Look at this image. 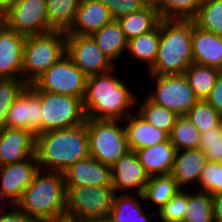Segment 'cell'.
Instances as JSON below:
<instances>
[{
    "label": "cell",
    "mask_w": 222,
    "mask_h": 222,
    "mask_svg": "<svg viewBox=\"0 0 222 222\" xmlns=\"http://www.w3.org/2000/svg\"><path fill=\"white\" fill-rule=\"evenodd\" d=\"M18 0H0V15L5 14Z\"/></svg>",
    "instance_id": "cell-46"
},
{
    "label": "cell",
    "mask_w": 222,
    "mask_h": 222,
    "mask_svg": "<svg viewBox=\"0 0 222 222\" xmlns=\"http://www.w3.org/2000/svg\"><path fill=\"white\" fill-rule=\"evenodd\" d=\"M90 36L94 39L102 53L115 65H117L116 62L120 58L122 59L123 57L124 59L123 55H126L128 40L116 19H113Z\"/></svg>",
    "instance_id": "cell-24"
},
{
    "label": "cell",
    "mask_w": 222,
    "mask_h": 222,
    "mask_svg": "<svg viewBox=\"0 0 222 222\" xmlns=\"http://www.w3.org/2000/svg\"><path fill=\"white\" fill-rule=\"evenodd\" d=\"M205 101L222 115V72Z\"/></svg>",
    "instance_id": "cell-42"
},
{
    "label": "cell",
    "mask_w": 222,
    "mask_h": 222,
    "mask_svg": "<svg viewBox=\"0 0 222 222\" xmlns=\"http://www.w3.org/2000/svg\"><path fill=\"white\" fill-rule=\"evenodd\" d=\"M188 204L187 189L179 190L157 213L161 222H182Z\"/></svg>",
    "instance_id": "cell-38"
},
{
    "label": "cell",
    "mask_w": 222,
    "mask_h": 222,
    "mask_svg": "<svg viewBox=\"0 0 222 222\" xmlns=\"http://www.w3.org/2000/svg\"><path fill=\"white\" fill-rule=\"evenodd\" d=\"M87 77L67 56H63L32 84L39 90L83 100Z\"/></svg>",
    "instance_id": "cell-10"
},
{
    "label": "cell",
    "mask_w": 222,
    "mask_h": 222,
    "mask_svg": "<svg viewBox=\"0 0 222 222\" xmlns=\"http://www.w3.org/2000/svg\"><path fill=\"white\" fill-rule=\"evenodd\" d=\"M81 0H46L48 26L53 31L67 32L74 21Z\"/></svg>",
    "instance_id": "cell-28"
},
{
    "label": "cell",
    "mask_w": 222,
    "mask_h": 222,
    "mask_svg": "<svg viewBox=\"0 0 222 222\" xmlns=\"http://www.w3.org/2000/svg\"><path fill=\"white\" fill-rule=\"evenodd\" d=\"M66 191L62 173L39 170L16 206L39 222H65Z\"/></svg>",
    "instance_id": "cell-3"
},
{
    "label": "cell",
    "mask_w": 222,
    "mask_h": 222,
    "mask_svg": "<svg viewBox=\"0 0 222 222\" xmlns=\"http://www.w3.org/2000/svg\"><path fill=\"white\" fill-rule=\"evenodd\" d=\"M122 122L129 148L132 151L151 147L169 139L165 131L148 123L137 112L131 113Z\"/></svg>",
    "instance_id": "cell-21"
},
{
    "label": "cell",
    "mask_w": 222,
    "mask_h": 222,
    "mask_svg": "<svg viewBox=\"0 0 222 222\" xmlns=\"http://www.w3.org/2000/svg\"><path fill=\"white\" fill-rule=\"evenodd\" d=\"M28 86L22 78L0 79V128L4 127L9 108L14 100Z\"/></svg>",
    "instance_id": "cell-37"
},
{
    "label": "cell",
    "mask_w": 222,
    "mask_h": 222,
    "mask_svg": "<svg viewBox=\"0 0 222 222\" xmlns=\"http://www.w3.org/2000/svg\"><path fill=\"white\" fill-rule=\"evenodd\" d=\"M157 213L154 211L152 214L143 211L139 216L131 220L130 222H152V218L156 217ZM152 217V218H151Z\"/></svg>",
    "instance_id": "cell-45"
},
{
    "label": "cell",
    "mask_w": 222,
    "mask_h": 222,
    "mask_svg": "<svg viewBox=\"0 0 222 222\" xmlns=\"http://www.w3.org/2000/svg\"><path fill=\"white\" fill-rule=\"evenodd\" d=\"M66 55L86 76L106 73L116 67L90 35H66Z\"/></svg>",
    "instance_id": "cell-12"
},
{
    "label": "cell",
    "mask_w": 222,
    "mask_h": 222,
    "mask_svg": "<svg viewBox=\"0 0 222 222\" xmlns=\"http://www.w3.org/2000/svg\"><path fill=\"white\" fill-rule=\"evenodd\" d=\"M207 162V157L199 148L177 150L170 175L181 189L188 190L192 187L190 185L197 188L201 172Z\"/></svg>",
    "instance_id": "cell-20"
},
{
    "label": "cell",
    "mask_w": 222,
    "mask_h": 222,
    "mask_svg": "<svg viewBox=\"0 0 222 222\" xmlns=\"http://www.w3.org/2000/svg\"><path fill=\"white\" fill-rule=\"evenodd\" d=\"M139 100L140 97L136 98V109L134 108L133 110L148 123L170 135L175 121L179 116L171 110L151 102L147 97L142 102Z\"/></svg>",
    "instance_id": "cell-30"
},
{
    "label": "cell",
    "mask_w": 222,
    "mask_h": 222,
    "mask_svg": "<svg viewBox=\"0 0 222 222\" xmlns=\"http://www.w3.org/2000/svg\"><path fill=\"white\" fill-rule=\"evenodd\" d=\"M160 42V22L151 31L128 41L127 56L134 62L146 65L147 71L153 66ZM129 53V54H128Z\"/></svg>",
    "instance_id": "cell-25"
},
{
    "label": "cell",
    "mask_w": 222,
    "mask_h": 222,
    "mask_svg": "<svg viewBox=\"0 0 222 222\" xmlns=\"http://www.w3.org/2000/svg\"><path fill=\"white\" fill-rule=\"evenodd\" d=\"M202 0H163L158 10L160 19L193 20Z\"/></svg>",
    "instance_id": "cell-36"
},
{
    "label": "cell",
    "mask_w": 222,
    "mask_h": 222,
    "mask_svg": "<svg viewBox=\"0 0 222 222\" xmlns=\"http://www.w3.org/2000/svg\"><path fill=\"white\" fill-rule=\"evenodd\" d=\"M66 55V32L50 31L26 36L23 53L22 79L32 84L53 64Z\"/></svg>",
    "instance_id": "cell-5"
},
{
    "label": "cell",
    "mask_w": 222,
    "mask_h": 222,
    "mask_svg": "<svg viewBox=\"0 0 222 222\" xmlns=\"http://www.w3.org/2000/svg\"><path fill=\"white\" fill-rule=\"evenodd\" d=\"M112 187L116 194H143L150 176L132 150L111 166Z\"/></svg>",
    "instance_id": "cell-14"
},
{
    "label": "cell",
    "mask_w": 222,
    "mask_h": 222,
    "mask_svg": "<svg viewBox=\"0 0 222 222\" xmlns=\"http://www.w3.org/2000/svg\"><path fill=\"white\" fill-rule=\"evenodd\" d=\"M115 194L112 186L67 187L65 222L106 220Z\"/></svg>",
    "instance_id": "cell-6"
},
{
    "label": "cell",
    "mask_w": 222,
    "mask_h": 222,
    "mask_svg": "<svg viewBox=\"0 0 222 222\" xmlns=\"http://www.w3.org/2000/svg\"><path fill=\"white\" fill-rule=\"evenodd\" d=\"M2 23L24 36L53 31L48 26L46 0H18L2 15Z\"/></svg>",
    "instance_id": "cell-11"
},
{
    "label": "cell",
    "mask_w": 222,
    "mask_h": 222,
    "mask_svg": "<svg viewBox=\"0 0 222 222\" xmlns=\"http://www.w3.org/2000/svg\"><path fill=\"white\" fill-rule=\"evenodd\" d=\"M193 20H160V42L148 75H184L194 63L192 54Z\"/></svg>",
    "instance_id": "cell-4"
},
{
    "label": "cell",
    "mask_w": 222,
    "mask_h": 222,
    "mask_svg": "<svg viewBox=\"0 0 222 222\" xmlns=\"http://www.w3.org/2000/svg\"><path fill=\"white\" fill-rule=\"evenodd\" d=\"M143 202H146L143 194H115L112 209L107 219L110 222H130L143 211H146Z\"/></svg>",
    "instance_id": "cell-31"
},
{
    "label": "cell",
    "mask_w": 222,
    "mask_h": 222,
    "mask_svg": "<svg viewBox=\"0 0 222 222\" xmlns=\"http://www.w3.org/2000/svg\"><path fill=\"white\" fill-rule=\"evenodd\" d=\"M192 54L194 63L222 70V37L199 29L193 22Z\"/></svg>",
    "instance_id": "cell-22"
},
{
    "label": "cell",
    "mask_w": 222,
    "mask_h": 222,
    "mask_svg": "<svg viewBox=\"0 0 222 222\" xmlns=\"http://www.w3.org/2000/svg\"><path fill=\"white\" fill-rule=\"evenodd\" d=\"M0 222H39L28 217L16 205L8 207L7 211L0 217Z\"/></svg>",
    "instance_id": "cell-43"
},
{
    "label": "cell",
    "mask_w": 222,
    "mask_h": 222,
    "mask_svg": "<svg viewBox=\"0 0 222 222\" xmlns=\"http://www.w3.org/2000/svg\"><path fill=\"white\" fill-rule=\"evenodd\" d=\"M112 20L109 9L99 0H81L66 35H91Z\"/></svg>",
    "instance_id": "cell-19"
},
{
    "label": "cell",
    "mask_w": 222,
    "mask_h": 222,
    "mask_svg": "<svg viewBox=\"0 0 222 222\" xmlns=\"http://www.w3.org/2000/svg\"><path fill=\"white\" fill-rule=\"evenodd\" d=\"M160 20L158 11L150 7H144L140 11L117 19L128 41L153 30Z\"/></svg>",
    "instance_id": "cell-26"
},
{
    "label": "cell",
    "mask_w": 222,
    "mask_h": 222,
    "mask_svg": "<svg viewBox=\"0 0 222 222\" xmlns=\"http://www.w3.org/2000/svg\"><path fill=\"white\" fill-rule=\"evenodd\" d=\"M41 98L28 86L10 106L5 128L25 129L35 136L41 133Z\"/></svg>",
    "instance_id": "cell-15"
},
{
    "label": "cell",
    "mask_w": 222,
    "mask_h": 222,
    "mask_svg": "<svg viewBox=\"0 0 222 222\" xmlns=\"http://www.w3.org/2000/svg\"><path fill=\"white\" fill-rule=\"evenodd\" d=\"M26 36L0 24V79L22 78Z\"/></svg>",
    "instance_id": "cell-17"
},
{
    "label": "cell",
    "mask_w": 222,
    "mask_h": 222,
    "mask_svg": "<svg viewBox=\"0 0 222 222\" xmlns=\"http://www.w3.org/2000/svg\"><path fill=\"white\" fill-rule=\"evenodd\" d=\"M63 175L66 187L112 186L111 166L90 156L70 166Z\"/></svg>",
    "instance_id": "cell-18"
},
{
    "label": "cell",
    "mask_w": 222,
    "mask_h": 222,
    "mask_svg": "<svg viewBox=\"0 0 222 222\" xmlns=\"http://www.w3.org/2000/svg\"><path fill=\"white\" fill-rule=\"evenodd\" d=\"M188 189V204L182 222H214L212 195L207 192Z\"/></svg>",
    "instance_id": "cell-33"
},
{
    "label": "cell",
    "mask_w": 222,
    "mask_h": 222,
    "mask_svg": "<svg viewBox=\"0 0 222 222\" xmlns=\"http://www.w3.org/2000/svg\"><path fill=\"white\" fill-rule=\"evenodd\" d=\"M185 116L200 133L211 130L222 123V115L205 100H198Z\"/></svg>",
    "instance_id": "cell-35"
},
{
    "label": "cell",
    "mask_w": 222,
    "mask_h": 222,
    "mask_svg": "<svg viewBox=\"0 0 222 222\" xmlns=\"http://www.w3.org/2000/svg\"><path fill=\"white\" fill-rule=\"evenodd\" d=\"M221 70L215 67L192 63L185 71L187 78L198 100H205L215 85Z\"/></svg>",
    "instance_id": "cell-29"
},
{
    "label": "cell",
    "mask_w": 222,
    "mask_h": 222,
    "mask_svg": "<svg viewBox=\"0 0 222 222\" xmlns=\"http://www.w3.org/2000/svg\"><path fill=\"white\" fill-rule=\"evenodd\" d=\"M110 11L113 19L128 15L144 8L141 0H99Z\"/></svg>",
    "instance_id": "cell-41"
},
{
    "label": "cell",
    "mask_w": 222,
    "mask_h": 222,
    "mask_svg": "<svg viewBox=\"0 0 222 222\" xmlns=\"http://www.w3.org/2000/svg\"><path fill=\"white\" fill-rule=\"evenodd\" d=\"M35 155L40 170L62 174L78 161L88 158L90 154L86 122L80 126L37 134Z\"/></svg>",
    "instance_id": "cell-2"
},
{
    "label": "cell",
    "mask_w": 222,
    "mask_h": 222,
    "mask_svg": "<svg viewBox=\"0 0 222 222\" xmlns=\"http://www.w3.org/2000/svg\"><path fill=\"white\" fill-rule=\"evenodd\" d=\"M36 136L25 129L0 128V166L35 156Z\"/></svg>",
    "instance_id": "cell-16"
},
{
    "label": "cell",
    "mask_w": 222,
    "mask_h": 222,
    "mask_svg": "<svg viewBox=\"0 0 222 222\" xmlns=\"http://www.w3.org/2000/svg\"><path fill=\"white\" fill-rule=\"evenodd\" d=\"M144 7L154 8L157 11L161 8L163 0H141Z\"/></svg>",
    "instance_id": "cell-47"
},
{
    "label": "cell",
    "mask_w": 222,
    "mask_h": 222,
    "mask_svg": "<svg viewBox=\"0 0 222 222\" xmlns=\"http://www.w3.org/2000/svg\"><path fill=\"white\" fill-rule=\"evenodd\" d=\"M181 188L171 175L150 176L146 183L144 200L153 204L155 212L160 210ZM156 206V207H155Z\"/></svg>",
    "instance_id": "cell-27"
},
{
    "label": "cell",
    "mask_w": 222,
    "mask_h": 222,
    "mask_svg": "<svg viewBox=\"0 0 222 222\" xmlns=\"http://www.w3.org/2000/svg\"><path fill=\"white\" fill-rule=\"evenodd\" d=\"M8 205V206H6ZM11 205L3 198L0 197V217L7 211V207Z\"/></svg>",
    "instance_id": "cell-48"
},
{
    "label": "cell",
    "mask_w": 222,
    "mask_h": 222,
    "mask_svg": "<svg viewBox=\"0 0 222 222\" xmlns=\"http://www.w3.org/2000/svg\"><path fill=\"white\" fill-rule=\"evenodd\" d=\"M196 190L210 195L222 193V163L208 161L203 168Z\"/></svg>",
    "instance_id": "cell-39"
},
{
    "label": "cell",
    "mask_w": 222,
    "mask_h": 222,
    "mask_svg": "<svg viewBox=\"0 0 222 222\" xmlns=\"http://www.w3.org/2000/svg\"><path fill=\"white\" fill-rule=\"evenodd\" d=\"M193 22L199 29L222 37V0H202Z\"/></svg>",
    "instance_id": "cell-32"
},
{
    "label": "cell",
    "mask_w": 222,
    "mask_h": 222,
    "mask_svg": "<svg viewBox=\"0 0 222 222\" xmlns=\"http://www.w3.org/2000/svg\"><path fill=\"white\" fill-rule=\"evenodd\" d=\"M199 149H201L208 161L222 163V123L200 134Z\"/></svg>",
    "instance_id": "cell-40"
},
{
    "label": "cell",
    "mask_w": 222,
    "mask_h": 222,
    "mask_svg": "<svg viewBox=\"0 0 222 222\" xmlns=\"http://www.w3.org/2000/svg\"><path fill=\"white\" fill-rule=\"evenodd\" d=\"M2 23V16L0 15V24Z\"/></svg>",
    "instance_id": "cell-50"
},
{
    "label": "cell",
    "mask_w": 222,
    "mask_h": 222,
    "mask_svg": "<svg viewBox=\"0 0 222 222\" xmlns=\"http://www.w3.org/2000/svg\"><path fill=\"white\" fill-rule=\"evenodd\" d=\"M200 131L186 116H179L169 135L171 144L176 150L198 149Z\"/></svg>",
    "instance_id": "cell-34"
},
{
    "label": "cell",
    "mask_w": 222,
    "mask_h": 222,
    "mask_svg": "<svg viewBox=\"0 0 222 222\" xmlns=\"http://www.w3.org/2000/svg\"><path fill=\"white\" fill-rule=\"evenodd\" d=\"M212 213L214 222H222V193L212 195Z\"/></svg>",
    "instance_id": "cell-44"
},
{
    "label": "cell",
    "mask_w": 222,
    "mask_h": 222,
    "mask_svg": "<svg viewBox=\"0 0 222 222\" xmlns=\"http://www.w3.org/2000/svg\"><path fill=\"white\" fill-rule=\"evenodd\" d=\"M91 222H110V221L106 219V220H98V221H91Z\"/></svg>",
    "instance_id": "cell-49"
},
{
    "label": "cell",
    "mask_w": 222,
    "mask_h": 222,
    "mask_svg": "<svg viewBox=\"0 0 222 222\" xmlns=\"http://www.w3.org/2000/svg\"><path fill=\"white\" fill-rule=\"evenodd\" d=\"M90 157L112 166L130 151L122 121L86 119Z\"/></svg>",
    "instance_id": "cell-7"
},
{
    "label": "cell",
    "mask_w": 222,
    "mask_h": 222,
    "mask_svg": "<svg viewBox=\"0 0 222 222\" xmlns=\"http://www.w3.org/2000/svg\"><path fill=\"white\" fill-rule=\"evenodd\" d=\"M176 149L170 139L151 147L134 151L149 176L170 175Z\"/></svg>",
    "instance_id": "cell-23"
},
{
    "label": "cell",
    "mask_w": 222,
    "mask_h": 222,
    "mask_svg": "<svg viewBox=\"0 0 222 222\" xmlns=\"http://www.w3.org/2000/svg\"><path fill=\"white\" fill-rule=\"evenodd\" d=\"M148 77V80L152 79L155 83L151 88L153 90L149 89L146 97L178 116H185L198 101L184 75H149Z\"/></svg>",
    "instance_id": "cell-9"
},
{
    "label": "cell",
    "mask_w": 222,
    "mask_h": 222,
    "mask_svg": "<svg viewBox=\"0 0 222 222\" xmlns=\"http://www.w3.org/2000/svg\"><path fill=\"white\" fill-rule=\"evenodd\" d=\"M39 170L36 155L19 163L0 166V197L10 205H16Z\"/></svg>",
    "instance_id": "cell-13"
},
{
    "label": "cell",
    "mask_w": 222,
    "mask_h": 222,
    "mask_svg": "<svg viewBox=\"0 0 222 222\" xmlns=\"http://www.w3.org/2000/svg\"><path fill=\"white\" fill-rule=\"evenodd\" d=\"M29 87L41 98V133L80 126L86 122L80 98L39 91L33 84Z\"/></svg>",
    "instance_id": "cell-8"
},
{
    "label": "cell",
    "mask_w": 222,
    "mask_h": 222,
    "mask_svg": "<svg viewBox=\"0 0 222 222\" xmlns=\"http://www.w3.org/2000/svg\"><path fill=\"white\" fill-rule=\"evenodd\" d=\"M117 68L87 77L83 98L86 118L123 121L136 107L138 95L130 89L128 72L123 70L121 77Z\"/></svg>",
    "instance_id": "cell-1"
}]
</instances>
